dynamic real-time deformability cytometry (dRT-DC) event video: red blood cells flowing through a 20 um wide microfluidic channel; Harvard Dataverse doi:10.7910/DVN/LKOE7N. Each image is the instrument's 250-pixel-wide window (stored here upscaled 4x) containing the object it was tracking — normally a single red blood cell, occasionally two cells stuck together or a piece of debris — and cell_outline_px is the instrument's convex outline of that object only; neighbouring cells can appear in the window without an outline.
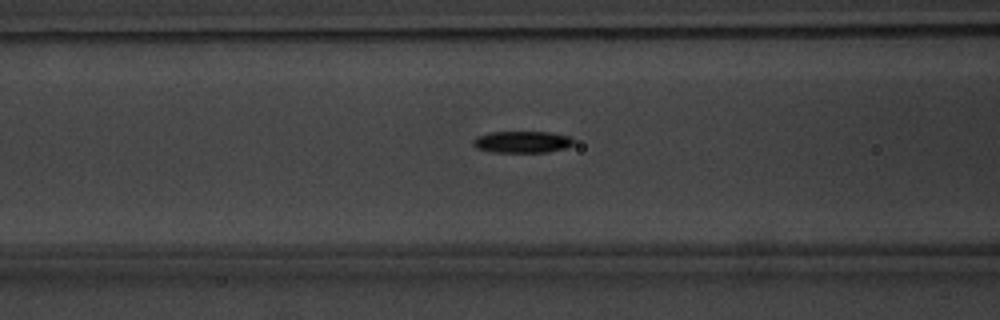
{"species": "common noctule bat (a hibernating species)", "species_latin": "Nyctalus noctula", "temperature_condition": "warm", "stored_images_in_passage": 54, "camera_frame_rate_fps": 3000, "um_per_image_px": 0.085, "animal": {"sex": "male", "body_mass_g": 20.1, "forearm_length_mm": 53.5}, "frame": {"image": 1, "passage_image": 23, "time_ms": 7.333, "image_size_px": [1000, 320], "cell_outline_px": [[572, 144], [568, 148], [548, 152], [492, 152], [476, 148], [472, 144], [472, 140], [476, 136], [488, 132], [548, 132], [572, 136]], "centroid_in_image_um": [44.36, 12.06], "position_along_channel_um": 122.2, "area_um2": 12.89}}
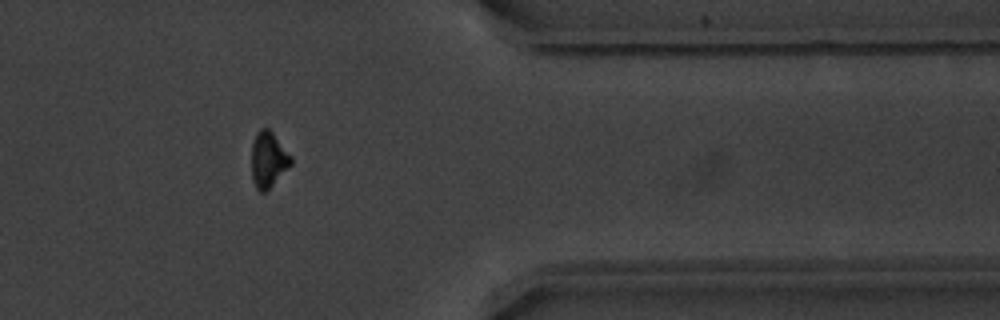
{"frame": {"image": 2, "passage_image": 45, "time_ms": 14.667, "image_size_px": [1000, 320], "cell_outline_px": [[292, 164], [264, 192], [260, 192], [256, 188], [252, 180], [252, 144], [256, 132], [260, 128], [268, 128], [272, 132], [292, 156]], "centroid_in_image_um": [22.8, 13.54], "position_along_channel_um": 388.6, "area_um2": 12.66}}
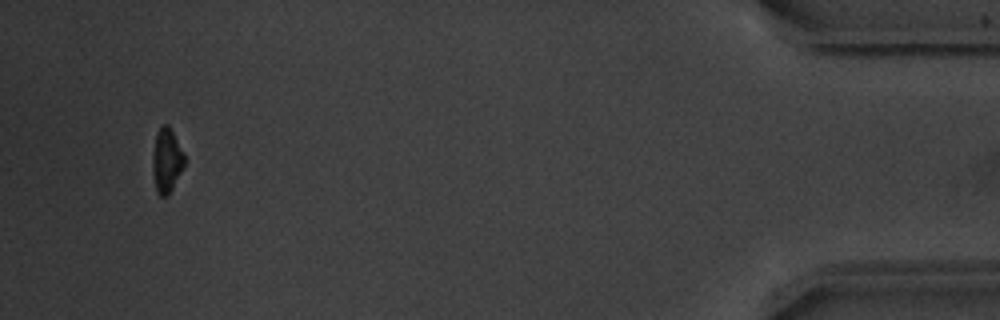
{"frame": {"image": 3, "passage_image": 52, "time_ms": 17.0, "image_size_px": [1000, 320], "cell_outline_px": [[184, 168], [168, 196], [160, 196], [156, 192], [152, 172], [152, 156], [156, 132], [160, 124], [168, 124], [184, 152]], "centroid_in_image_um": [14.15, 13.63], "position_along_channel_um": 421.0, "area_um2": 12.25}, "authors_computed_cell_mechanics": {"area_um2": 12.4559, "velocity_mm_per_s": 3.8367, "shape_relaxation_time_tau1_ms": 2.5291, "shape_relaxation_time_tau2_ms": null, "deformation_change_tau1": 0.1432, "deformation_change_tau2": null}}